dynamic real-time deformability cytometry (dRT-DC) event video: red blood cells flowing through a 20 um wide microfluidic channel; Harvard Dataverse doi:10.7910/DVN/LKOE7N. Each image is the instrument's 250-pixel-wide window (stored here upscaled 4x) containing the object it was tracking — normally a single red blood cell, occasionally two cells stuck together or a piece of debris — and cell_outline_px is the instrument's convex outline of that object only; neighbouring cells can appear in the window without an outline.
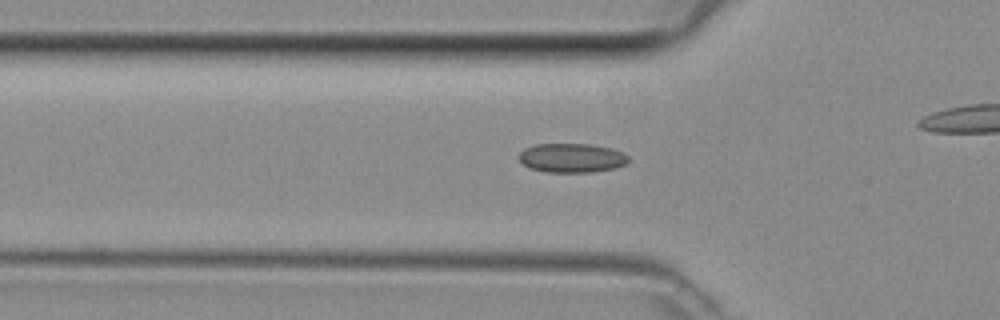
{"species": "common noctule bat (a hibernating species)", "species_latin": "Nyctalus noctula", "temperature_condition": "room temperature", "stored_images_in_passage": 34, "camera_frame_rate_fps": 3000, "um_per_image_px": 0.085, "animal": {"sex": "female", "body_mass_g": 29.2, "forearm_length_mm": 56.3}, "frame": {"image": 1, "passage_image": 12, "time_ms": 3.667, "image_size_px": [1000, 320], "cell_outline_px": [[628, 160], [624, 164], [616, 168], [592, 172], [544, 172], [528, 168], [516, 156], [524, 148], [536, 144], [592, 144], [612, 148], [624, 152], [628, 156]], "centroid_in_image_um": [48.58, 13.42], "position_along_channel_um": 77.2, "area_um2": 18.84}}
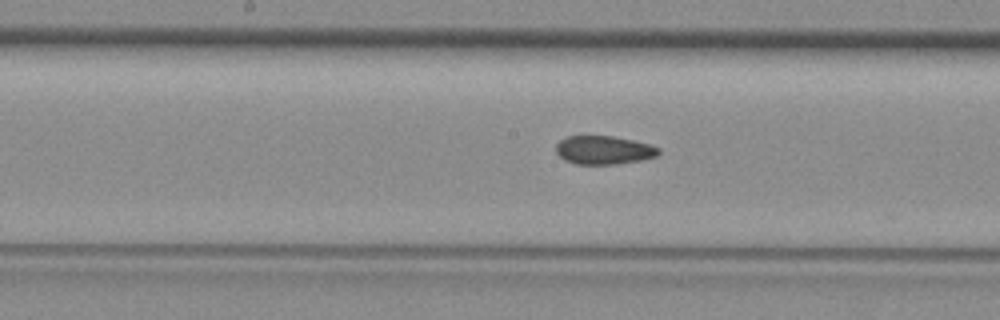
{"frame": {"image": 2, "passage_image": 20, "time_ms": 6.333, "image_size_px": [1000, 320], "cell_outline_px": [[660, 152], [656, 156], [640, 160], [616, 164], [576, 164], [564, 160], [556, 152], [556, 144], [564, 136], [612, 136], [652, 144], [660, 148]], "centroid_in_image_um": [51.31, 12.75], "position_along_channel_um": 196.9, "area_um2": 17.11}}
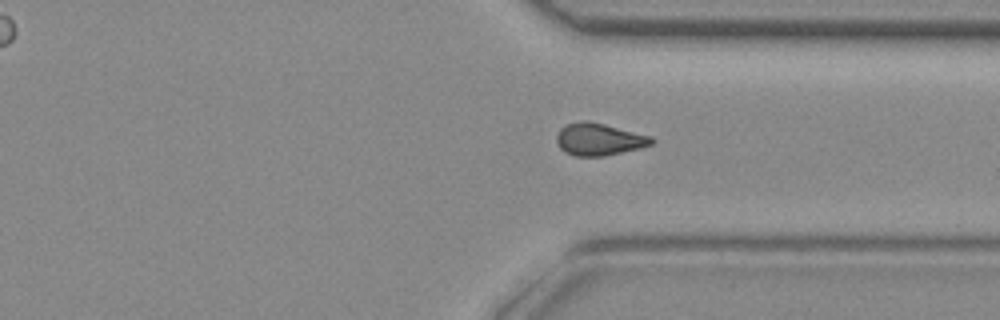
{"frame": {"image": 3, "passage_image": 31, "time_ms": 10.0, "image_size_px": [1000, 320], "cell_outline_px": [[656, 140], [652, 144], [640, 148], [604, 156], [576, 156], [564, 152], [560, 148], [556, 140], [556, 136], [560, 128], [568, 124], [580, 120], [588, 120], [652, 136]], "centroid_in_image_um": [50.92, 11.84], "position_along_channel_um": 360.5, "area_um2": 17.92}}